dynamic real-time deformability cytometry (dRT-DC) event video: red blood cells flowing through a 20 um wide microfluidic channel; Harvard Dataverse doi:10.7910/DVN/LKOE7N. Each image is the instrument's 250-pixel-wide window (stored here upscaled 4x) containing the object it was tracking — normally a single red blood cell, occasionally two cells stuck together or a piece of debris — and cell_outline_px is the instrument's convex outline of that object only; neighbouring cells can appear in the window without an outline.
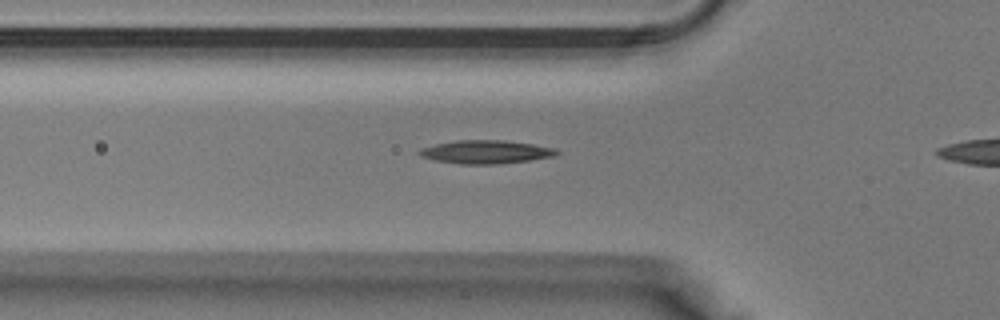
{"species": "Egyptian fruit bat (a non-hibernating species)", "species_latin": "Rousettus aegyptiacus", "temperature_condition": "warm", "stored_images_in_passage": 23, "camera_frame_rate_fps": 3000, "um_per_image_px": 0.085, "animal": {"sex": "male"}, "frame": {"image": 1, "passage_image": 4, "time_ms": 1.0, "image_size_px": [1000, 320], "cell_outline_px": [[560, 152], [556, 156], [528, 160], [496, 164], [460, 164], [436, 160], [420, 156], [416, 152], [420, 148], [436, 144], [456, 140], [504, 140], [532, 144], [556, 148]], "centroid_in_image_um": [41.29, 12.91], "position_along_channel_um": 84.5, "area_um2": 18.67}}
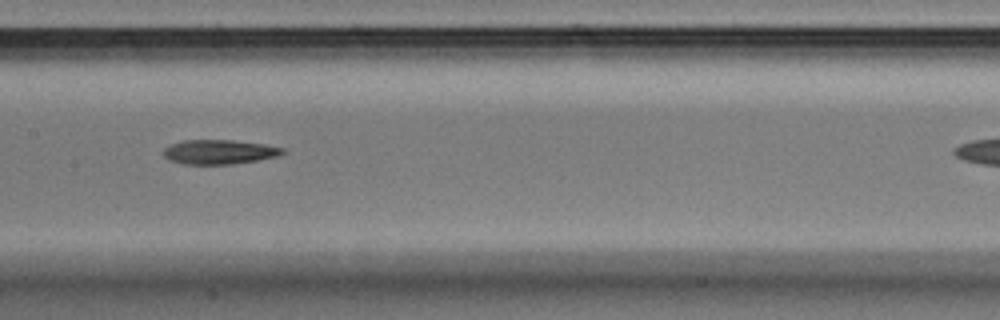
{"frame": {"image": 2, "passage_image": 10, "time_ms": 3.0, "image_size_px": [1000, 320], "cell_outline_px": [[288, 152], [280, 156], [260, 160], [232, 164], [184, 164], [168, 160], [160, 152], [164, 148], [172, 144], [184, 140], [232, 140], [264, 144], [284, 148]], "centroid_in_image_um": [18.66, 12.92], "position_along_channel_um": 188.7, "area_um2": 17.22}}
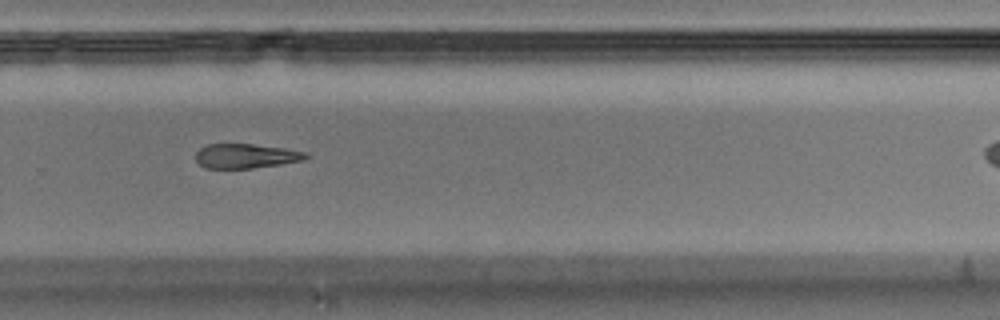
{"frame": {"image": 3, "passage_image": 17, "time_ms": 5.333, "image_size_px": [1000, 320], "cell_outline_px": [[308, 156], [300, 160], [280, 164], [252, 168], [204, 168], [196, 160], [196, 152], [200, 148], [208, 144], [252, 144], [284, 148], [308, 152]], "centroid_in_image_um": [20.87, 13.25], "position_along_channel_um": 308.9, "area_um2": 15.55}}